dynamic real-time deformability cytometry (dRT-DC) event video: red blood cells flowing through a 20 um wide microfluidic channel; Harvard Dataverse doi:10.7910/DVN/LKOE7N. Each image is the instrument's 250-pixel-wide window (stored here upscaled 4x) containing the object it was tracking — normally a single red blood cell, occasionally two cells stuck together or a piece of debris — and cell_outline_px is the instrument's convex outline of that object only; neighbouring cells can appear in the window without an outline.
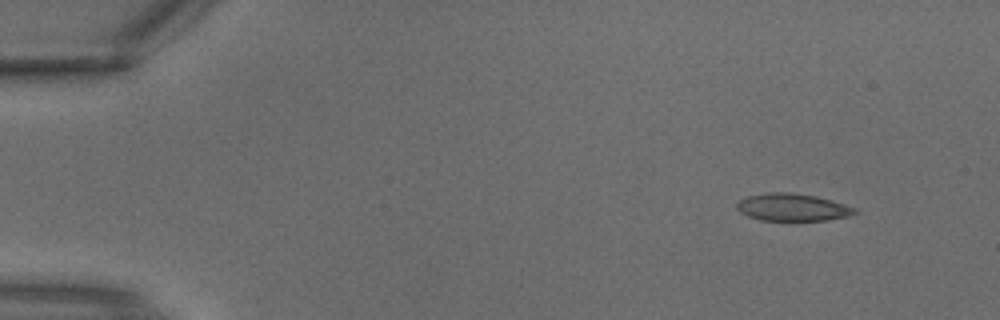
{"species": "common noctule bat (a hibernating species)", "species_latin": "Nyctalus noctula", "temperature_condition": "warm", "stored_images_in_passage": 3, "camera_frame_rate_fps": 3000, "um_per_image_px": 0.085, "animal": {"sex": "male", "body_mass_g": 18.8}, "frame": {"image": 1, "passage_image": 1, "time_ms": 0.0, "image_size_px": [1000, 320], "cell_outline_px": [[860, 212], [848, 216], [828, 220], [760, 220], [748, 216], [740, 212], [736, 208], [736, 204], [740, 200], [748, 196], [768, 192], [788, 192], [816, 196], [832, 200], [856, 208]], "centroid_in_image_um": [67.37, 17.62], "position_along_channel_um": 17.6, "area_um2": 18.84}}
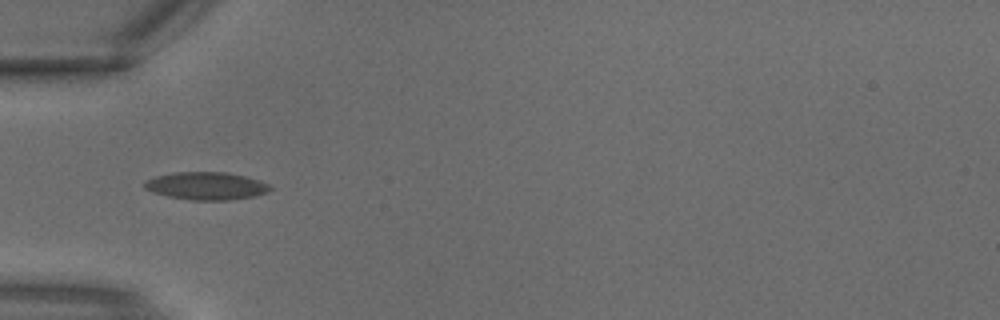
{"frame": {"image": 2, "passage_image": 3, "time_ms": 0.667, "image_size_px": [1000, 320], "cell_outline_px": [[272, 188], [264, 192], [252, 196], [228, 200], [192, 200], [168, 196], [144, 188], [144, 180], [156, 176], [172, 172], [224, 172], [244, 176], [260, 180], [268, 184]], "centroid_in_image_um": [17.49, 15.79], "position_along_channel_um": 67.5, "area_um2": 20.0}}